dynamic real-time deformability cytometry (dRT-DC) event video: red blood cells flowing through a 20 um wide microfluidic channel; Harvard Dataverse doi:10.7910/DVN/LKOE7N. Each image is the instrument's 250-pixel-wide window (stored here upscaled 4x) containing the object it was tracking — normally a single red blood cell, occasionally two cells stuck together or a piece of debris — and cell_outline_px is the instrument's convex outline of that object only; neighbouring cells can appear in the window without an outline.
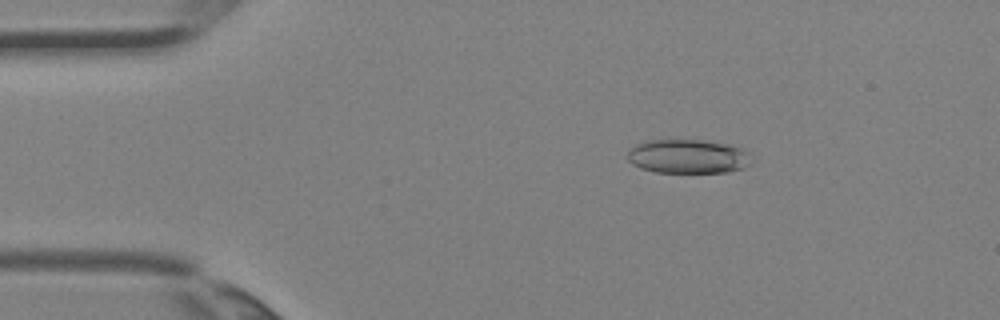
{"species": "Egyptian fruit bat (a non-hibernating species)", "species_latin": "Rousettus aegyptiacus", "temperature_condition": "room temperature", "stored_images_in_passage": 2, "camera_frame_rate_fps": 3000, "um_per_image_px": 0.085, "animal": {"sex": "female"}, "frame": {"image": 1, "passage_image": 1, "time_ms": 0.0, "image_size_px": [1000, 320], "cell_outline_px": [[756, 160], [752, 164], [744, 168], [728, 172], [656, 172], [640, 168], [632, 164], [628, 160], [628, 152], [636, 144], [644, 140], [704, 140], [728, 144], [740, 148]], "centroid_in_image_um": [58.51, 13.3], "position_along_channel_um": 26.5, "area_um2": 24.8}}